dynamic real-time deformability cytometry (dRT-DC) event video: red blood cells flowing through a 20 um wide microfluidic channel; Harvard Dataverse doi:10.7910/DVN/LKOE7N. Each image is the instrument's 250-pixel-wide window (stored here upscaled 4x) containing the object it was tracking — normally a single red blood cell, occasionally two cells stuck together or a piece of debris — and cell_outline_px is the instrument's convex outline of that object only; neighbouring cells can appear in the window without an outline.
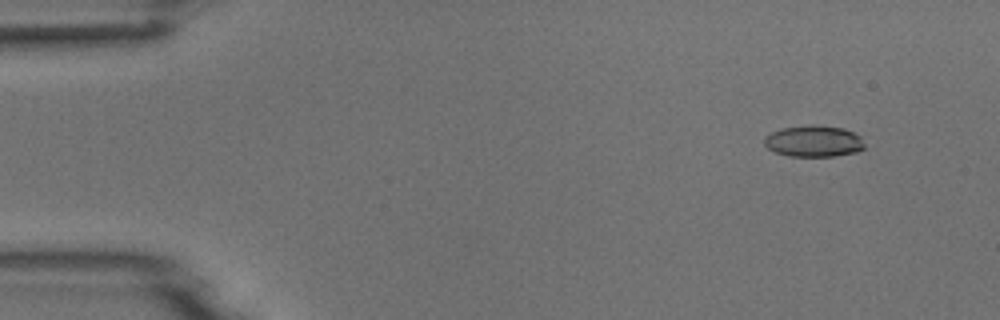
{"species": "common noctule bat (a hibernating species)", "species_latin": "Nyctalus noctula", "temperature_condition": "room temperature", "stored_images_in_passage": 5, "camera_frame_rate_fps": 3000, "um_per_image_px": 0.085, "animal": {"sex": "male", "body_mass_g": 18.8}, "frame": {"image": 1, "passage_image": 2, "time_ms": 1.0, "image_size_px": [1000, 320], "cell_outline_px": [[864, 148], [856, 152], [836, 156], [788, 156], [776, 152], [768, 148], [764, 144], [764, 136], [780, 128], [808, 124], [844, 128], [860, 136], [864, 144]], "centroid_in_image_um": [69.15, 11.99], "position_along_channel_um": 15.9, "area_um2": 18.44}}
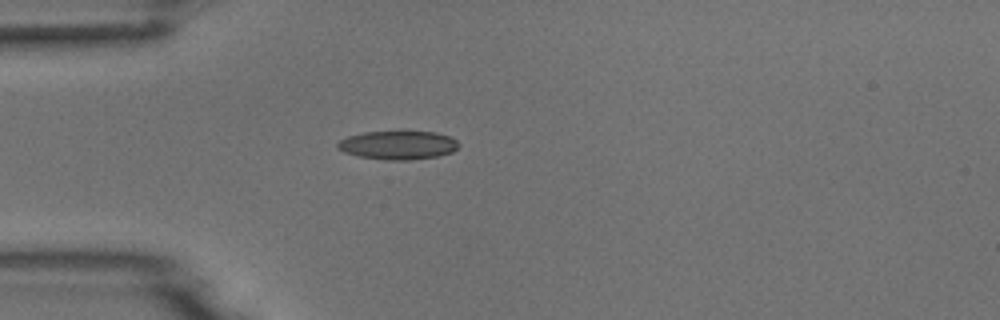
{"frame": {"image": 2, "passage_image": 5, "time_ms": 4.333, "image_size_px": [1000, 320], "cell_outline_px": [[460, 144], [452, 152], [436, 156], [408, 160], [384, 160], [360, 156], [344, 152], [336, 148], [336, 144], [340, 140], [348, 136], [364, 132], [436, 132], [448, 136], [456, 140]], "centroid_in_image_um": [33.81, 12.34], "position_along_channel_um": 51.2, "area_um2": 20.0}}